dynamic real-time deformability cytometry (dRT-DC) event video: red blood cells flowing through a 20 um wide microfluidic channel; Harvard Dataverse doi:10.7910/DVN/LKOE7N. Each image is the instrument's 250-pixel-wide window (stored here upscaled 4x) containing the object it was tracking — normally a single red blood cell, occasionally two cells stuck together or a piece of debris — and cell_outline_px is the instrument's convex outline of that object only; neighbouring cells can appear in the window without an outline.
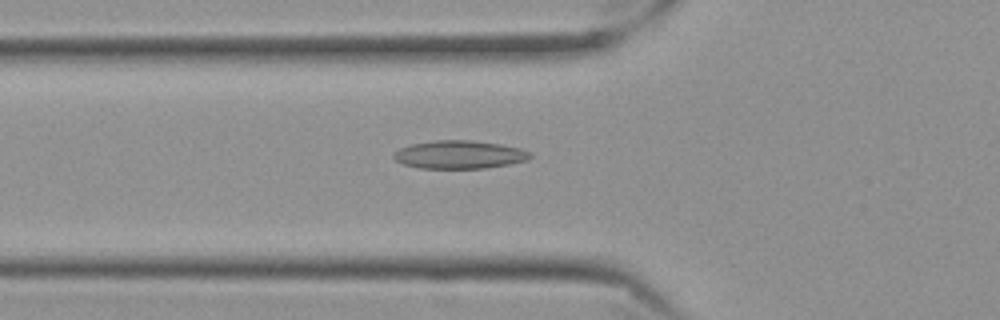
{"species": "Egyptian fruit bat (a non-hibernating species)", "species_latin": "Rousettus aegyptiacus", "temperature_condition": "cold", "stored_images_in_passage": 58, "camera_frame_rate_fps": 3000, "um_per_image_px": 0.085, "frame": {"image": 1, "passage_image": 21, "time_ms": 6.667, "image_size_px": [1000, 320], "cell_outline_px": [[532, 156], [524, 160], [508, 164], [484, 168], [420, 168], [404, 164], [396, 160], [392, 156], [392, 152], [400, 148], [412, 144], [436, 140], [472, 140], [500, 144], [520, 148], [532, 152]], "centroid_in_image_um": [39.03, 13.13], "position_along_channel_um": 86.8, "area_um2": 22.25}}
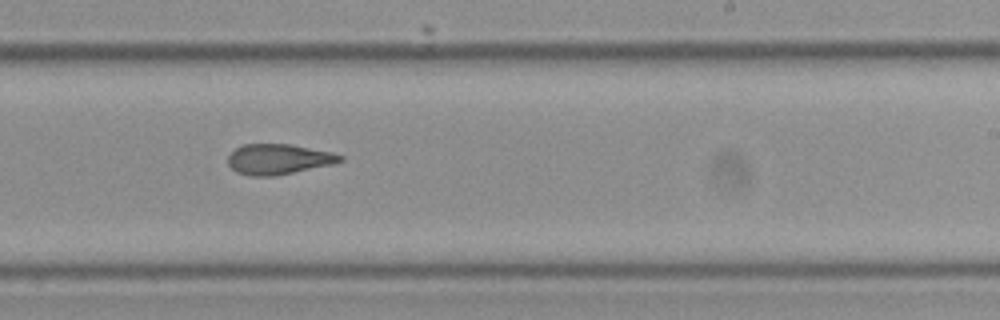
{"frame": {"image": 2, "passage_image": 36, "time_ms": 11.667, "image_size_px": [1000, 320], "cell_outline_px": [[344, 160], [332, 164], [272, 176], [252, 176], [236, 172], [228, 164], [228, 156], [236, 148], [244, 144], [292, 144], [332, 152], [344, 156]], "centroid_in_image_um": [23.67, 13.52], "position_along_channel_um": 265.3, "area_um2": 19.71}}
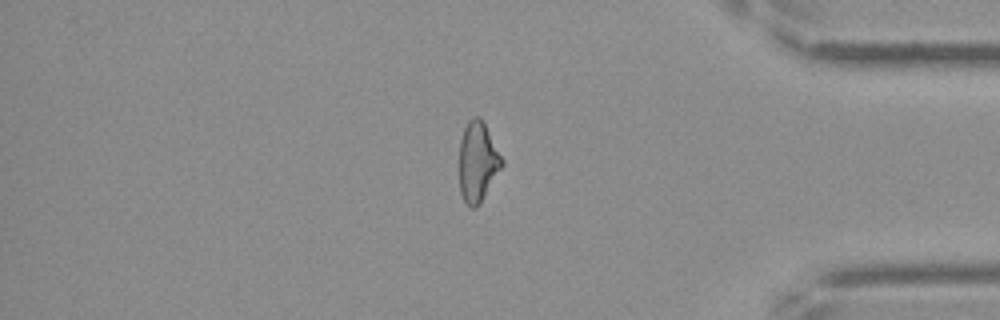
{"frame": {"image": 3, "passage_image": 49, "time_ms": 16.0, "image_size_px": [1000, 320], "cell_outline_px": [[504, 164], [480, 204], [476, 208], [472, 208], [464, 200], [460, 192], [460, 140], [464, 128], [468, 120], [472, 116], [480, 116], [504, 160]], "centroid_in_image_um": [40.61, 13.75], "position_along_channel_um": 394.6, "area_um2": 19.83}, "authors_computed_cell_mechanics": {"area_um2": 21.0392, "velocity_mm_per_s": 3.5503, "shape_relaxation_time_tau1_ms": null, "shape_relaxation_time_tau2_ms": 4.2099, "deformation_change_tau1": null, "deformation_change_tau2": 0.1233}}